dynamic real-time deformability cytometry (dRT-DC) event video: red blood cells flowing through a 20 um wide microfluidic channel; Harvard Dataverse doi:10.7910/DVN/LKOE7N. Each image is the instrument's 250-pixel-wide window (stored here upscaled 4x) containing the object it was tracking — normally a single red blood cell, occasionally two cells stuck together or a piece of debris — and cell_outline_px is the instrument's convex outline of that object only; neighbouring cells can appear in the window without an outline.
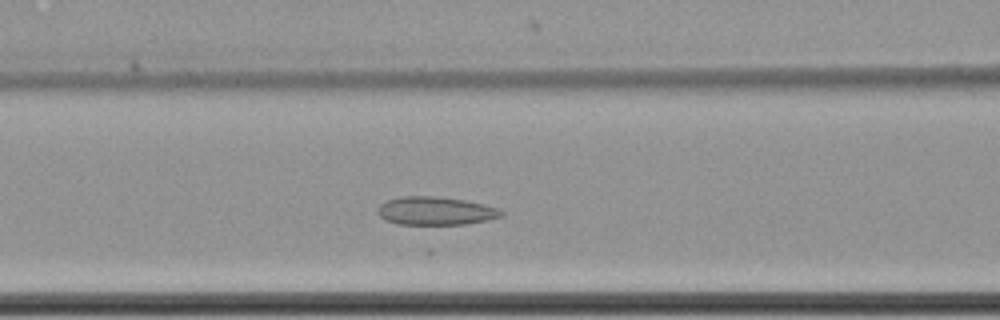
{"species": "common noctule bat (a hibernating species)", "species_latin": "Nyctalus noctula", "temperature_condition": "cold", "stored_images_in_passage": 34, "camera_frame_rate_fps": 3000, "um_per_image_px": 0.085, "animal": {"sex": "female", "body_mass_g": 22.7, "forearm_length_mm": 54.2}, "frame": {"image": 1, "passage_image": 19, "time_ms": 6.0, "image_size_px": [1000, 320], "cell_outline_px": [[504, 212], [500, 216], [488, 220], [464, 224], [396, 224], [384, 220], [376, 212], [376, 208], [380, 204], [388, 200], [400, 196], [432, 196], [464, 200], [484, 204], [496, 208]], "centroid_in_image_um": [36.95, 17.93], "position_along_channel_um": 129.6, "area_um2": 20.29}}
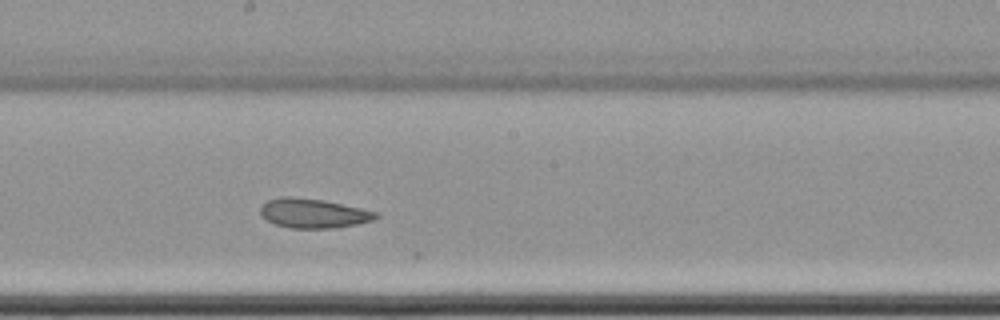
{"frame": {"image": 2, "passage_image": 27, "time_ms": 8.667, "image_size_px": [1000, 320], "cell_outline_px": [[380, 216], [372, 220], [356, 224], [332, 228], [292, 228], [276, 224], [268, 220], [260, 212], [260, 208], [268, 200], [280, 196], [288, 196], [324, 200], [360, 208], [376, 212]], "centroid_in_image_um": [26.63, 18.12], "position_along_channel_um": 221.6, "area_um2": 19.48}}
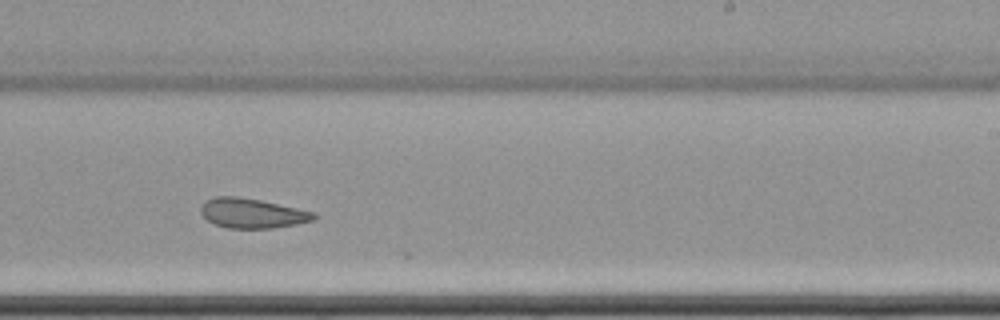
{"frame": {"image": 3, "passage_image": 31, "time_ms": 10.0, "image_size_px": [1000, 320], "cell_outline_px": [[316, 216], [312, 220], [296, 224], [272, 228], [228, 228], [216, 224], [208, 220], [200, 212], [200, 208], [208, 200], [216, 196], [236, 196], [260, 200], [316, 212]], "centroid_in_image_um": [21.45, 18.12], "position_along_channel_um": 267.6, "area_um2": 19.31}}